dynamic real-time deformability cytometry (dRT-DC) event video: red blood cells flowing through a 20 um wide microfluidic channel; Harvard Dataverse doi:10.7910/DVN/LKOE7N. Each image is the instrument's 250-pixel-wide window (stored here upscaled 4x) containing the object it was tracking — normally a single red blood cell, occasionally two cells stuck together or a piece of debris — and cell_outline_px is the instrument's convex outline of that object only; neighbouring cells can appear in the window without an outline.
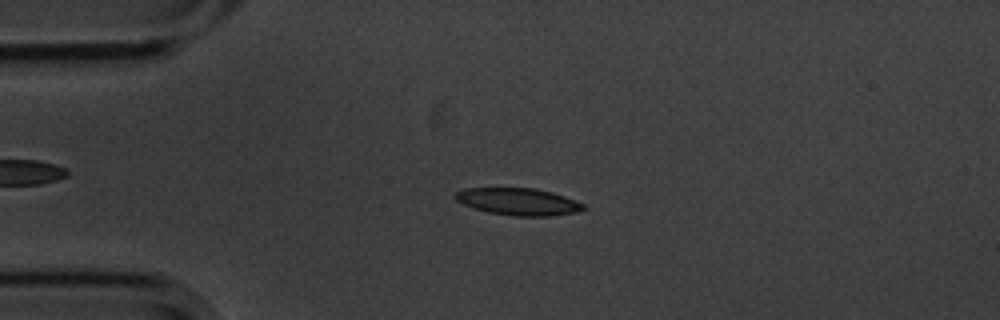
{"species": "common noctule bat (a hibernating species)", "species_latin": "Nyctalus noctula", "temperature_condition": "cold", "stored_images_in_passage": 57, "camera_frame_rate_fps": 3000, "um_per_image_px": 0.085, "animal": {"sex": "male", "body_mass_g": 20.1, "forearm_length_mm": 53.5}, "frame": {"image": 1, "passage_image": 13, "time_ms": 4.0, "image_size_px": [1000, 320], "cell_outline_px": [[588, 208], [576, 212], [548, 216], [516, 216], [488, 212], [464, 204], [456, 200], [452, 196], [456, 192], [464, 188], [532, 188], [552, 192], [564, 196], [584, 204]], "centroid_in_image_um": [44.06, 17.13], "position_along_channel_um": 40.9, "area_um2": 20.11}}
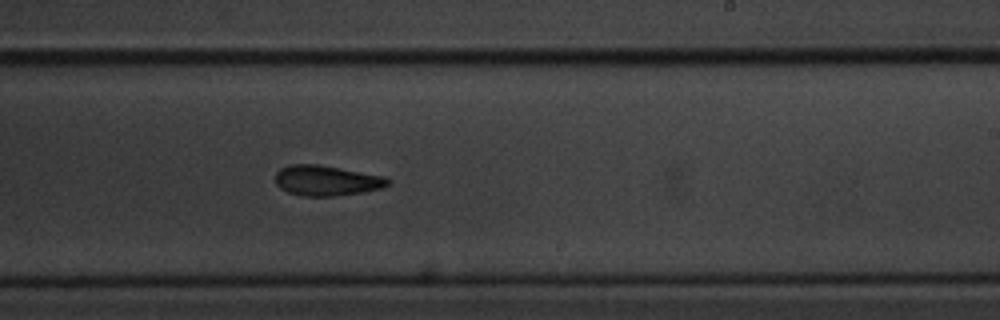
{"frame": {"image": 2, "passage_image": 34, "time_ms": 11.0, "image_size_px": [1000, 320], "cell_outline_px": [[388, 184], [384, 188], [364, 192], [336, 196], [304, 196], [288, 192], [280, 188], [276, 184], [276, 172], [280, 168], [292, 164], [316, 164], [384, 176], [388, 180]], "centroid_in_image_um": [27.74, 15.35], "position_along_channel_um": 261.3, "area_um2": 19.77}}
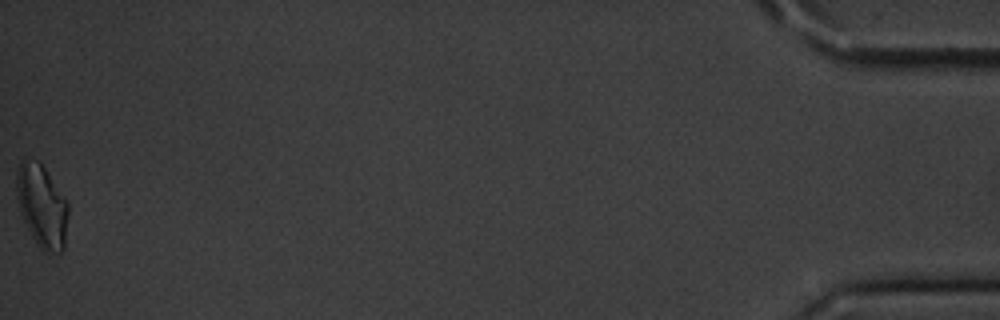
{"frame": {"image": 3, "passage_image": 57, "time_ms": 18.667, "image_size_px": [1000, 320], "cell_outline_px": [[68, 212], [64, 248], [60, 252], [44, 252], [36, 244], [24, 224], [20, 212], [16, 196], [16, 168], [20, 160], [24, 156], [36, 160], [44, 168], [68, 200]], "centroid_in_image_um": [3.53, 17.48], "position_along_channel_um": 431.7, "area_um2": 25.43}, "authors_computed_cell_mechanics": {"area_um2": 20.1144, "velocity_mm_per_s": 3.4876, "shape_relaxation_time_tau1_ms": 4.6164, "shape_relaxation_time_tau2_ms": 5.557, "deformation_change_tau1": 0.1103, "deformation_change_tau2": 0.1303}}